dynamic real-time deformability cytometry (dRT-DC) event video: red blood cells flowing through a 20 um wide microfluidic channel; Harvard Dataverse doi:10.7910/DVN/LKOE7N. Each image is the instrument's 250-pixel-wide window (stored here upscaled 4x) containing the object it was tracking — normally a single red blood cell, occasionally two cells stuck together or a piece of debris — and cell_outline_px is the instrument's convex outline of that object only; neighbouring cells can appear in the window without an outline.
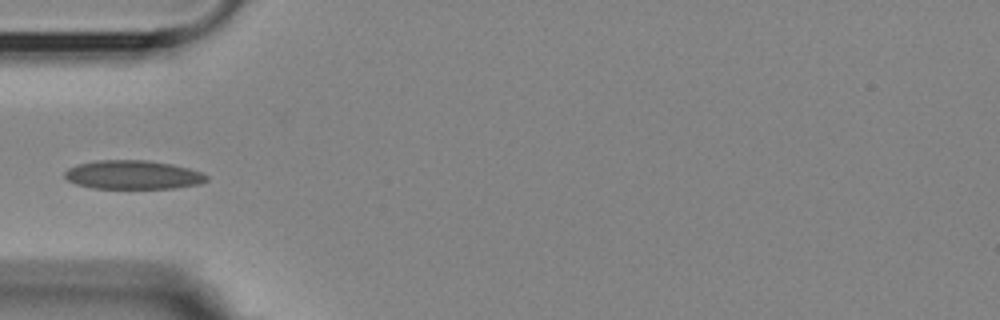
{"species": "Egyptian fruit bat (a non-hibernating species)", "species_latin": "Rousettus aegyptiacus", "temperature_condition": "room temperature", "stored_images_in_passage": 4, "camera_frame_rate_fps": 3000, "um_per_image_px": 0.085, "animal": {"sex": "female"}, "frame": {"image": 1, "passage_image": 4, "time_ms": 5.0, "image_size_px": [1000, 320], "cell_outline_px": [[208, 180], [200, 184], [176, 188], [92, 188], [76, 184], [68, 180], [64, 176], [64, 172], [68, 168], [76, 164], [100, 160], [148, 160], [172, 164], [188, 168], [200, 172], [208, 176]], "centroid_in_image_um": [11.3, 14.86], "position_along_channel_um": 73.7, "area_um2": 23.87}}